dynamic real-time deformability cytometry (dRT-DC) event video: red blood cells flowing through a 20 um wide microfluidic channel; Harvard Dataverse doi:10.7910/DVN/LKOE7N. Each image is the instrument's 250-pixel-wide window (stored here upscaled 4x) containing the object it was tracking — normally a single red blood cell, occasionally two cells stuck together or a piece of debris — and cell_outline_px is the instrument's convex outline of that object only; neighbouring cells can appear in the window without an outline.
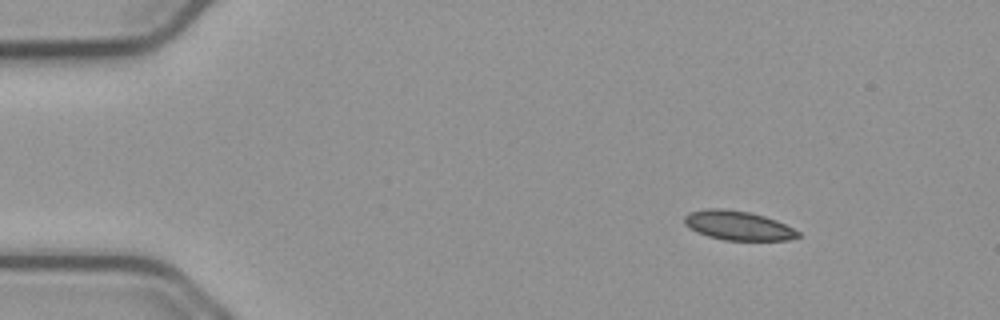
{"species": "common noctule bat (a hibernating species)", "species_latin": "Nyctalus noctula", "temperature_condition": "cold", "stored_images_in_passage": 49, "camera_frame_rate_fps": 3000, "um_per_image_px": 0.085, "animal": {"sex": "male", "body_mass_g": 23.1, "forearm_length_mm": 52.7}, "frame": {"image": 1, "passage_image": 1, "time_ms": 0.0, "image_size_px": [1000, 320], "cell_outline_px": [[800, 236], [788, 240], [724, 240], [708, 236], [696, 232], [688, 228], [684, 224], [684, 216], [688, 212], [708, 208], [720, 208], [748, 212], [764, 216], [776, 220], [800, 232]], "centroid_in_image_um": [62.68, 19.17], "position_along_channel_um": 22.3, "area_um2": 19.36}}
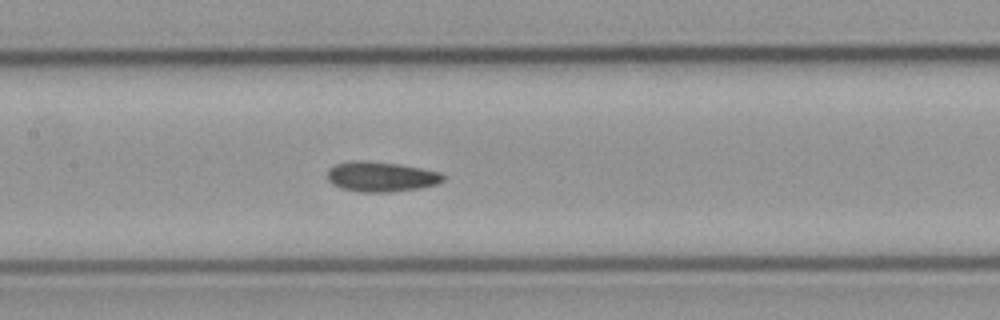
{"frame": {"image": 2, "passage_image": 20, "time_ms": 6.333, "image_size_px": [1000, 320], "cell_outline_px": [[444, 180], [436, 184], [420, 188], [392, 192], [360, 192], [340, 188], [332, 184], [328, 180], [328, 168], [336, 164], [352, 160], [364, 160], [400, 164], [440, 172], [444, 176]], "centroid_in_image_um": [32.36, 15.01], "position_along_channel_um": 175.0, "area_um2": 20.4}}
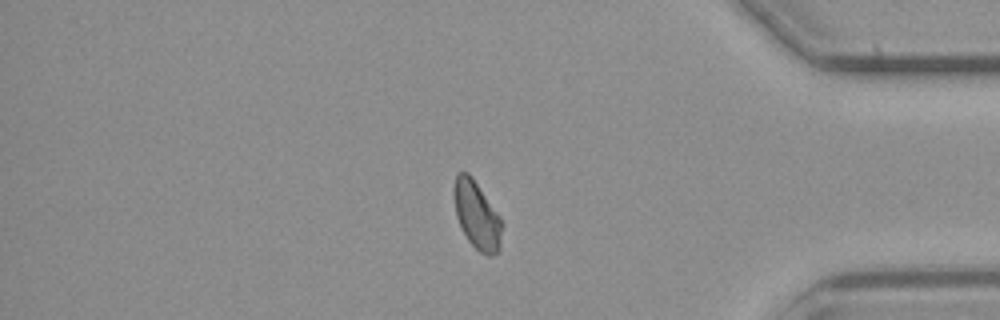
{"frame": {"image": 3, "passage_image": 40, "time_ms": 13.0, "image_size_px": [1000, 320], "cell_outline_px": [[504, 224], [500, 248], [492, 256], [488, 256], [480, 252], [468, 240], [456, 216], [456, 176], [460, 172], [468, 172], [472, 176], [500, 216]], "centroid_in_image_um": [40.61, 18.34], "position_along_channel_um": 394.6, "area_um2": 18.55}, "authors_computed_cell_mechanics": {"area_um2": 19.4786, "velocity_mm_per_s": 3.7363, "shape_relaxation_time_tau1_ms": null, "shape_relaxation_time_tau2_ms": 4.9627, "deformation_change_tau1": null, "deformation_change_tau2": 0.0872}}